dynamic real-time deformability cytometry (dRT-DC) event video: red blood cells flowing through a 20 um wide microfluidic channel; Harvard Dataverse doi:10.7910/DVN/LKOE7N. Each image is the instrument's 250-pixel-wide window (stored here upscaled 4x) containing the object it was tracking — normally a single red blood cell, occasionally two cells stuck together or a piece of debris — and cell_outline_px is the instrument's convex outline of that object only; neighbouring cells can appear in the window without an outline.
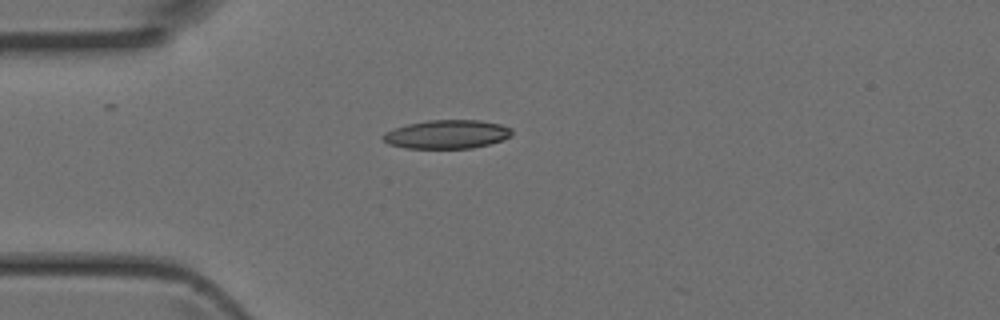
{"species": "Egyptian fruit bat (a non-hibernating species)", "species_latin": "Rousettus aegyptiacus", "temperature_condition": "room temperature", "stored_images_in_passage": 2, "camera_frame_rate_fps": 3000, "um_per_image_px": 0.085, "animal": {"sex": "female"}, "frame": {"image": 1, "passage_image": 1, "time_ms": 0.0, "image_size_px": [1000, 320], "cell_outline_px": [[512, 136], [488, 144], [472, 148], [404, 148], [388, 144], [380, 136], [384, 132], [408, 124], [428, 120], [480, 120], [500, 124], [512, 128]], "centroid_in_image_um": [37.98, 11.41], "position_along_channel_um": 47.0, "area_um2": 21.5}}